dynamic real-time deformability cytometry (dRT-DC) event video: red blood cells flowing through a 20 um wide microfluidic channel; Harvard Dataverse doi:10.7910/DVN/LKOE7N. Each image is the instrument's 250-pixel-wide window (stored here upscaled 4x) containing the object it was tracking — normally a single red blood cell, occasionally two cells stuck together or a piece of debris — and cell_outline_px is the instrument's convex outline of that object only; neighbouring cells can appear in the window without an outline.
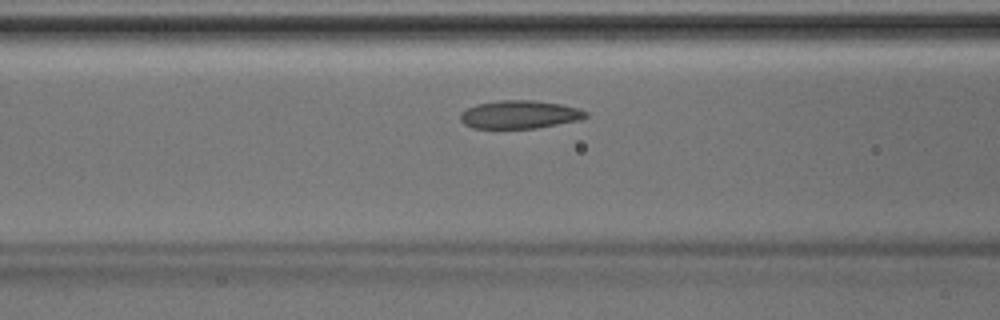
{"species": "Egyptian fruit bat (a non-hibernating species)", "species_latin": "Rousettus aegyptiacus", "temperature_condition": "room temperature", "stored_images_in_passage": 12, "camera_frame_rate_fps": 3000, "um_per_image_px": 0.085, "animal": {"sex": "male"}, "frame": {"image": 1, "passage_image": 10, "time_ms": 3.0, "image_size_px": [1000, 320], "cell_outline_px": [[588, 116], [580, 120], [536, 128], [472, 128], [464, 124], [460, 120], [460, 112], [476, 104], [496, 100], [532, 100], [560, 104], [576, 108], [588, 112]], "centroid_in_image_um": [44.14, 9.73], "position_along_channel_um": 122.5, "area_um2": 20.58}}